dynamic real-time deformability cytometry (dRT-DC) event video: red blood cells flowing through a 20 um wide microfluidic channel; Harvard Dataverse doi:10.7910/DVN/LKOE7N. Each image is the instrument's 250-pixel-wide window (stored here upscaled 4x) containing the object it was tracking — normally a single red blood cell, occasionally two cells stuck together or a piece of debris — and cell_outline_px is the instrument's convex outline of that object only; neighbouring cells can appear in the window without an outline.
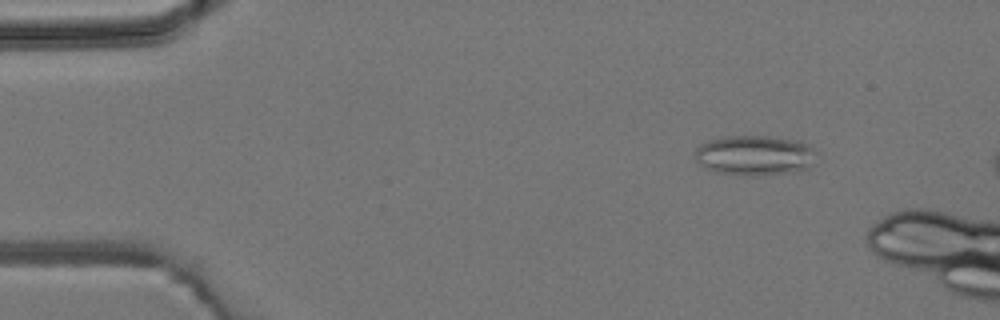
{"species": "common noctule bat (a hibernating species)", "species_latin": "Nyctalus noctula", "temperature_condition": "room temperature", "stored_images_in_passage": 4, "camera_frame_rate_fps": 3000, "um_per_image_px": 0.085, "animal": {"sex": "male", "body_mass_g": 19.2, "forearm_length_mm": 51.8}, "frame": {"image": 1, "passage_image": 2, "time_ms": 1.333, "image_size_px": [1000, 320], "cell_outline_px": [[816, 152], [812, 168], [800, 172], [752, 176], [716, 172], [700, 164], [696, 160], [696, 148], [700, 144], [708, 140], [720, 136], [768, 136], [800, 140], [812, 144]], "centroid_in_image_um": [64.24, 13.2], "position_along_channel_um": 20.8, "area_um2": 29.02}}